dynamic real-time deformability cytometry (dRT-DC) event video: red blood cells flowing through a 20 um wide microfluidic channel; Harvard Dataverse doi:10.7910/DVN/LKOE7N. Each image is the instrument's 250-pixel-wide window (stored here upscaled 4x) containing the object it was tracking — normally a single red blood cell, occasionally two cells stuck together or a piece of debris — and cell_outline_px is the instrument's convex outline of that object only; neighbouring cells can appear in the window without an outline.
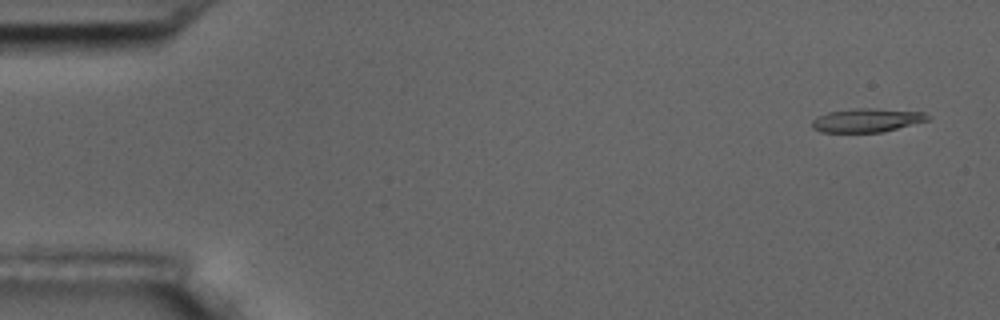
{"species": "common noctule bat (a hibernating species)", "species_latin": "Nyctalus noctula", "temperature_condition": "room temperature", "stored_images_in_passage": 3, "camera_frame_rate_fps": 3000, "um_per_image_px": 0.085, "animal": {"sex": "male", "body_mass_g": 17.5, "forearm_length_mm": 52.3}, "frame": {"image": 1, "passage_image": 3, "time_ms": 2.333, "image_size_px": [1000, 320], "cell_outline_px": [[932, 116], [928, 120], [880, 132], [820, 132], [812, 128], [812, 120], [816, 116], [828, 112], [856, 108], [868, 108], [924, 112]], "centroid_in_image_um": [73.64, 10.21], "position_along_channel_um": 11.4, "area_um2": 15.84}}